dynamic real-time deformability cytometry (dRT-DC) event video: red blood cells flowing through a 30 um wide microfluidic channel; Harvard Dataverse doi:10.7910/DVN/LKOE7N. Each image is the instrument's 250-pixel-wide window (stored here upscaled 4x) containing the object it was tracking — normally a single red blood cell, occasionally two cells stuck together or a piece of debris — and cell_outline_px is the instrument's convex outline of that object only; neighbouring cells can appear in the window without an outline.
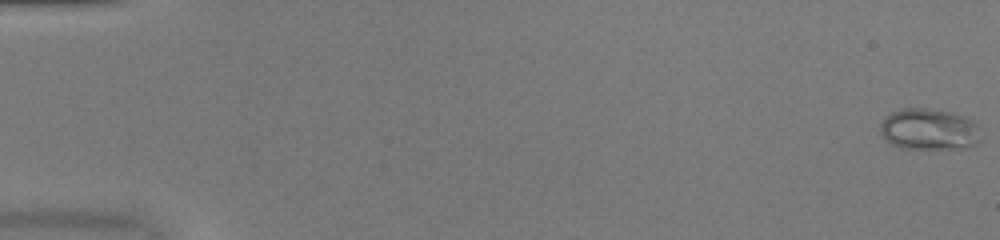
{"species": "common noctule bat (a hibernating species)", "species_latin": "Nyctalus noctula", "temperature_condition": "warm", "stored_images_in_passage": 52, "camera_frame_rate_fps": 3000, "um_per_image_px": 0.085, "animal": {"sex": "female", "body_mass_g": 20.0, "forearm_length_mm": 54.0}, "frame": {"image": 1, "passage_image": 1, "time_ms": 0.0, "image_size_px": [1000, 240], "cell_outline_px": [[980, 140], [976, 144], [968, 148], [900, 148], [884, 140], [880, 132], [880, 124], [892, 112], [904, 108], [924, 108], [948, 112], [972, 120], [980, 128]], "centroid_in_image_um": [78.97, 11.01], "position_along_channel_um": 6.0, "area_um2": 24.1}}
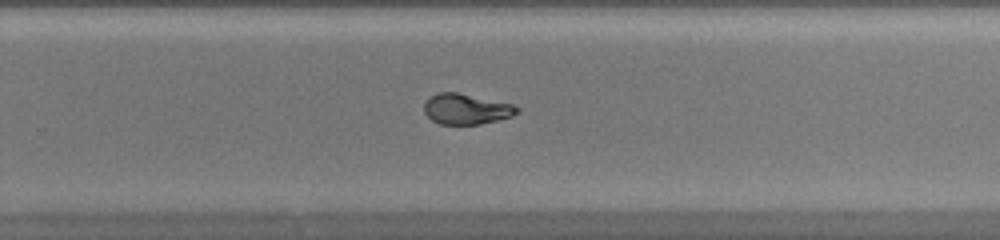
{"frame": {"image": 2, "passage_image": 35, "time_ms": 11.333, "image_size_px": [1000, 240], "cell_outline_px": [[520, 112], [512, 116], [480, 124], [440, 124], [432, 120], [424, 112], [424, 104], [432, 96], [440, 92], [456, 92], [512, 104], [520, 108]], "centroid_in_image_um": [39.65, 9.27], "position_along_channel_um": 290.2, "area_um2": 16.3}}
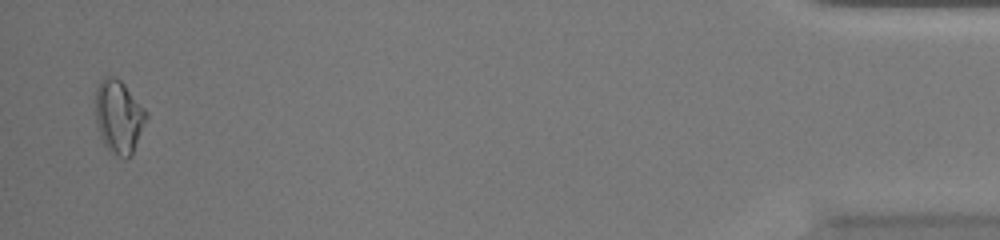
{"frame": {"image": 3, "passage_image": 51, "time_ms": 16.667, "image_size_px": [1000, 240], "cell_outline_px": [[148, 116], [132, 156], [120, 156], [112, 152], [104, 144], [100, 136], [96, 120], [96, 88], [100, 80], [104, 76], [112, 76], [120, 80], [124, 84], [144, 108]], "centroid_in_image_um": [10.09, 9.9], "position_along_channel_um": 425.1, "area_um2": 21.39}, "authors_computed_cell_mechanics": {"area_um2": 18.0047, "velocity_mm_per_s": 4.06, "shape_relaxation_time_tau1_ms": 8.3657, "shape_relaxation_time_tau2_ms": 1.2633, "deformation_change_tau1": 0.3051, "deformation_change_tau2": 0.037}}